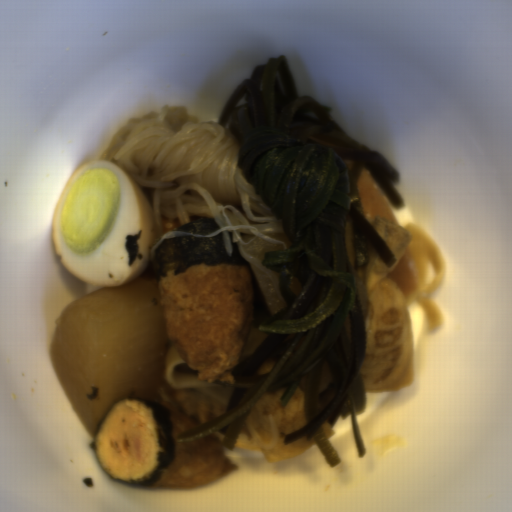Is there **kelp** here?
Returning a JSON list of instances; mask_svg holds the SVG:
<instances>
[{"label": "kelp", "mask_w": 512, "mask_h": 512, "mask_svg": "<svg viewBox=\"0 0 512 512\" xmlns=\"http://www.w3.org/2000/svg\"><path fill=\"white\" fill-rule=\"evenodd\" d=\"M333 109L309 96H298L286 56L257 65L236 89L217 124L240 144L237 166L254 194L281 220L292 245L264 252L262 266L279 273L286 307L265 318L258 331L268 334L258 348L232 369L234 387L225 415L175 437L192 441L228 426L221 444L234 450L252 407L267 393L288 385L278 400L286 407L302 378L306 424L285 435L284 445L314 437L330 468L341 464L322 425L351 415L359 458L366 455L357 414L367 399L361 374L366 345L365 319L346 252V217L352 220L357 268L368 264L370 245L391 268L396 258L365 217L358 181L363 168L381 186L394 210L404 200L394 185L400 173L386 158L357 142L334 121ZM299 278L296 295L291 283ZM277 355L271 373L257 376L259 366ZM326 360L333 377L318 394Z\"/></svg>", "instance_id": "kelp-1"}, {"label": "kelp", "mask_w": 512, "mask_h": 512, "mask_svg": "<svg viewBox=\"0 0 512 512\" xmlns=\"http://www.w3.org/2000/svg\"><path fill=\"white\" fill-rule=\"evenodd\" d=\"M137 398V397H136ZM138 401L147 408H151L152 417L156 420L158 429V445L163 452H157L158 465L155 467L151 476L125 481L133 486L150 487L161 477L162 471L168 468L174 461L176 446L173 441L174 424L171 419L170 411L162 403L156 400H146L137 398Z\"/></svg>", "instance_id": "kelp-3"}, {"label": "kelp", "mask_w": 512, "mask_h": 512, "mask_svg": "<svg viewBox=\"0 0 512 512\" xmlns=\"http://www.w3.org/2000/svg\"><path fill=\"white\" fill-rule=\"evenodd\" d=\"M221 228L215 218L201 217L194 219L178 228L171 230L173 232H186L197 234H210L213 231Z\"/></svg>", "instance_id": "kelp-4"}, {"label": "kelp", "mask_w": 512, "mask_h": 512, "mask_svg": "<svg viewBox=\"0 0 512 512\" xmlns=\"http://www.w3.org/2000/svg\"><path fill=\"white\" fill-rule=\"evenodd\" d=\"M142 236V230H139L138 233L131 235L127 234L125 236V250L128 251V265L132 266L135 263L136 257L139 260H143V254L139 252L138 240H140Z\"/></svg>", "instance_id": "kelp-5"}, {"label": "kelp", "mask_w": 512, "mask_h": 512, "mask_svg": "<svg viewBox=\"0 0 512 512\" xmlns=\"http://www.w3.org/2000/svg\"><path fill=\"white\" fill-rule=\"evenodd\" d=\"M232 245L231 256L228 255L225 237L221 232L212 237H194L192 235H179L164 240L155 250L152 270L158 285L168 271L176 276L185 273L193 265L213 266L217 264L248 265L239 251L238 243H234L233 233L228 232Z\"/></svg>", "instance_id": "kelp-2"}]
</instances>
